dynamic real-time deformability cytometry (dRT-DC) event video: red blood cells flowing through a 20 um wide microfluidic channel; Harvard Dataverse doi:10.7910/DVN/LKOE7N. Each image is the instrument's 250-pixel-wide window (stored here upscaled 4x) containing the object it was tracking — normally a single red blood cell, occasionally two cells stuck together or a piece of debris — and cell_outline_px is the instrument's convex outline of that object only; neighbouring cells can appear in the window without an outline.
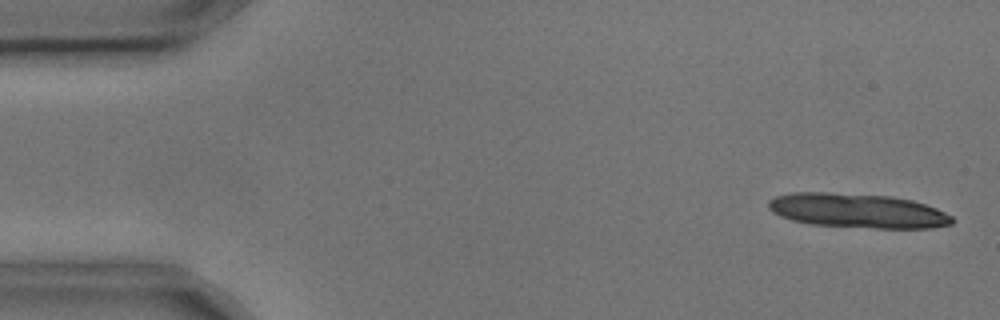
{"species": "common noctule bat (a hibernating species)", "species_latin": "Nyctalus noctula", "temperature_condition": "cold", "stored_images_in_passage": 6, "camera_frame_rate_fps": 3000, "um_per_image_px": 0.085, "animal": {"sex": "male", "body_mass_g": 17.9, "forearm_length_mm": 54.2}, "frame": {"image": 1, "passage_image": 1, "time_ms": 0.0, "image_size_px": [1000, 320], "cell_outline_px": [[956, 220], [952, 224], [932, 228], [876, 228], [808, 224], [792, 220], [780, 216], [772, 212], [768, 208], [768, 200], [776, 196], [792, 192], [828, 192], [888, 196], [912, 200], [936, 208], [952, 216]], "centroid_in_image_um": [72.88, 17.91], "position_along_channel_um": 12.1, "area_um2": 36.93}}